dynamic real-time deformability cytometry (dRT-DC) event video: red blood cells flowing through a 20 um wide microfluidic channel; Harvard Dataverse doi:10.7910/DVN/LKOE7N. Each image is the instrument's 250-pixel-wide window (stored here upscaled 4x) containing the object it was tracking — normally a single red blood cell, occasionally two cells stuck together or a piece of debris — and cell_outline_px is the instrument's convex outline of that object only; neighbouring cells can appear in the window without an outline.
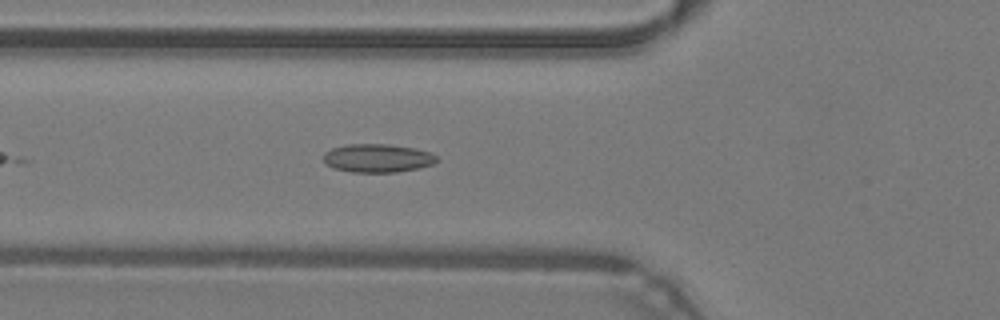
{"species": "common noctule bat (a hibernating species)", "species_latin": "Nyctalus noctula", "temperature_condition": "warm", "stored_images_in_passage": 16, "camera_frame_rate_fps": 3000, "um_per_image_px": 0.085, "animal": {"sex": "male", "body_mass_g": 19.2, "forearm_length_mm": 51.8}, "frame": {"image": 1, "passage_image": 7, "time_ms": 2.0, "image_size_px": [1000, 320], "cell_outline_px": [[436, 160], [432, 164], [420, 168], [396, 172], [352, 172], [336, 168], [328, 164], [324, 160], [324, 152], [332, 148], [348, 144], [388, 144], [416, 148], [432, 152], [436, 156]], "centroid_in_image_um": [32.12, 13.43], "position_along_channel_um": 93.7, "area_um2": 18.67}}
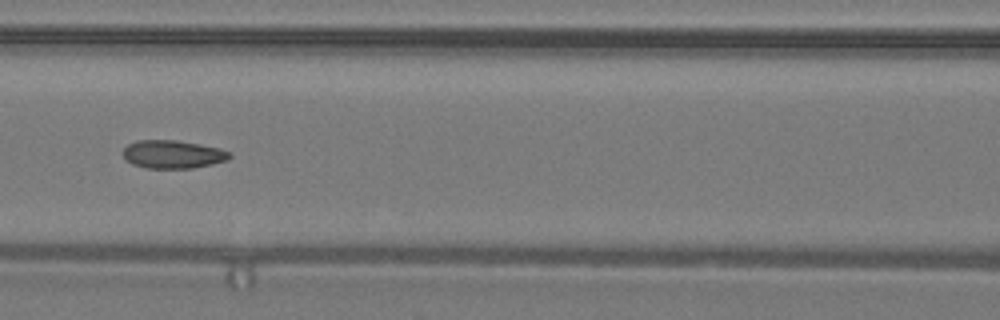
{"frame": {"image": 2, "passage_image": 11, "time_ms": 3.333, "image_size_px": [1000, 320], "cell_outline_px": [[232, 156], [228, 160], [212, 164], [192, 168], [148, 168], [132, 164], [124, 160], [124, 148], [128, 144], [136, 140], [176, 140], [200, 144], [220, 148], [232, 152]], "centroid_in_image_um": [14.71, 13.11], "position_along_channel_um": 151.9, "area_um2": 17.63}}